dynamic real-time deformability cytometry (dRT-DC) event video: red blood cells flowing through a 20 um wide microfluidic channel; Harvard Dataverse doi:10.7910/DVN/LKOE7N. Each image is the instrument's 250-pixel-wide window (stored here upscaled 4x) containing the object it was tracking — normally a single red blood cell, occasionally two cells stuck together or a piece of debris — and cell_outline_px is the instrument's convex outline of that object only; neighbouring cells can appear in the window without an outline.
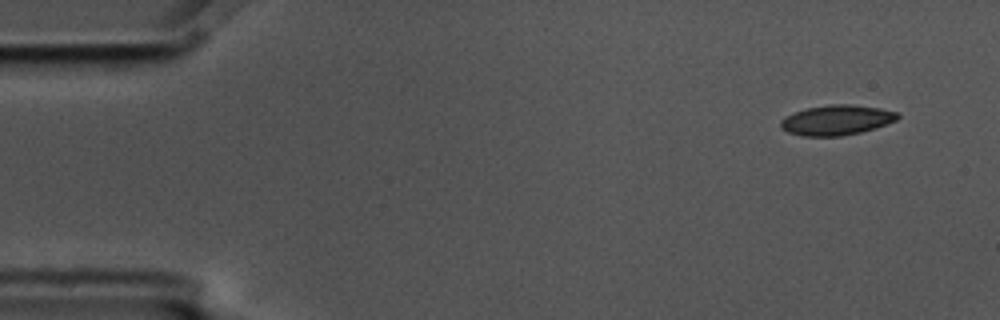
{"species": "common noctule bat (a hibernating species)", "species_latin": "Nyctalus noctula", "temperature_condition": "cold", "stored_images_in_passage": 6, "camera_frame_rate_fps": 3000, "um_per_image_px": 0.085, "animal": {"sex": "male", "body_mass_g": 17.5, "forearm_length_mm": 52.3}, "frame": {"image": 1, "passage_image": 1, "time_ms": 0.0, "image_size_px": [1000, 320], "cell_outline_px": [[900, 116], [896, 120], [876, 128], [860, 132], [840, 136], [804, 136], [788, 132], [780, 128], [780, 120], [784, 116], [792, 112], [808, 108], [828, 104], [848, 104], [880, 108], [900, 112]], "centroid_in_image_um": [71.1, 10.2], "position_along_channel_um": 13.9, "area_um2": 20.63}}
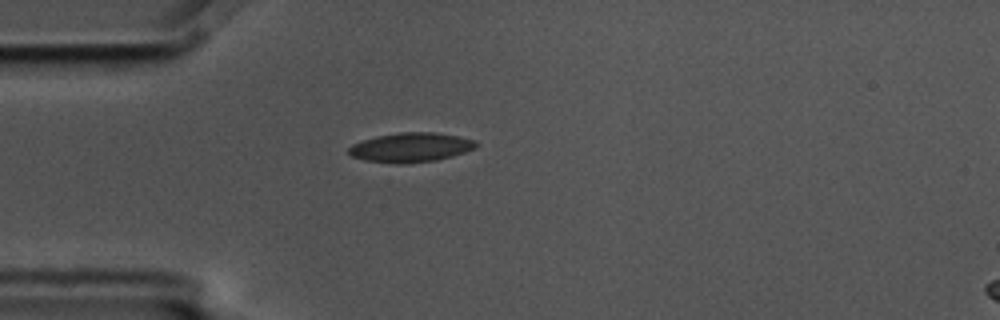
{"frame": {"image": 2, "passage_image": 4, "time_ms": 1.0, "image_size_px": [1000, 320], "cell_outline_px": [[476, 148], [452, 156], [436, 160], [400, 164], [396, 164], [364, 160], [352, 156], [348, 152], [348, 148], [352, 144], [376, 136], [400, 132], [436, 132], [476, 140]], "centroid_in_image_um": [34.9, 12.53], "position_along_channel_um": 50.1, "area_um2": 21.73}}